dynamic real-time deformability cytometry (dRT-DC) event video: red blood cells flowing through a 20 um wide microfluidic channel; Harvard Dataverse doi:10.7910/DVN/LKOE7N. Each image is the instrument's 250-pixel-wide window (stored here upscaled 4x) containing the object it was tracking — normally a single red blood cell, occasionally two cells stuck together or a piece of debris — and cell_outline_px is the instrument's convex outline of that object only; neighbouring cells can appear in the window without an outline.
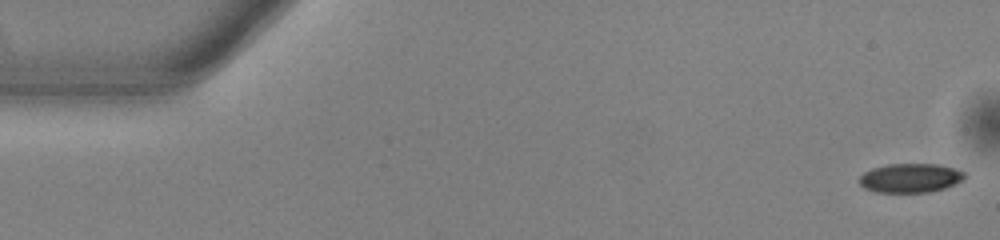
{"species": "common noctule bat (a hibernating species)", "species_latin": "Nyctalus noctula", "temperature_condition": "warm", "stored_images_in_passage": 53, "camera_frame_rate_fps": 3000, "um_per_image_px": 0.085, "animal": {"sex": "male", "body_mass_g": 13.0, "forearm_length_mm": 53.1}, "frame": {"image": 1, "passage_image": 1, "time_ms": 0.0, "image_size_px": [1000, 240], "cell_outline_px": [[968, 176], [964, 180], [956, 184], [944, 188], [928, 192], [876, 192], [864, 188], [860, 184], [860, 176], [864, 172], [872, 168], [888, 164], [940, 164], [956, 168], [964, 172]], "centroid_in_image_um": [77.43, 15.12], "position_along_channel_um": 7.6, "area_um2": 18.03}}
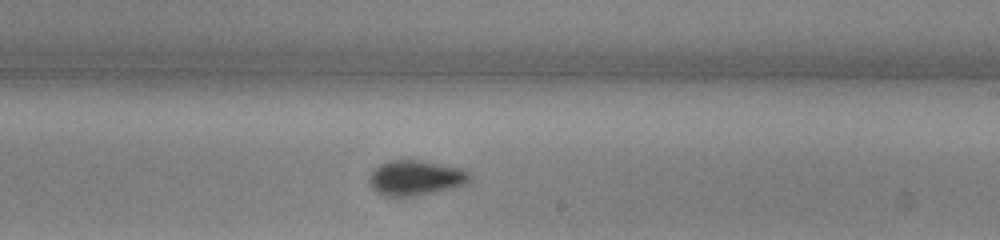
{"frame": {"image": 2, "passage_image": 31, "time_ms": 10.0, "image_size_px": [1000, 240], "cell_outline_px": [[468, 180], [464, 184], [456, 188], [416, 196], [384, 196], [376, 192], [372, 188], [368, 180], [372, 172], [380, 164], [388, 160], [424, 160], [460, 168], [468, 172]], "centroid_in_image_um": [35.3, 15.12], "position_along_channel_um": 253.7, "area_um2": 20.58}}
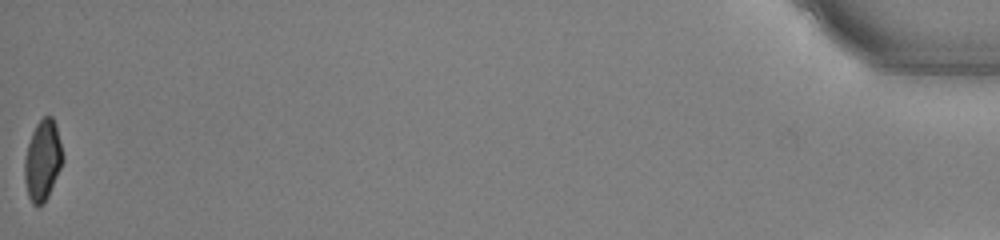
{"frame": {"image": 3, "passage_image": 53, "time_ms": 17.333, "image_size_px": [1000, 240], "cell_outline_px": [[64, 160], [48, 196], [44, 204], [36, 208], [32, 204], [28, 196], [24, 180], [24, 160], [28, 144], [32, 132], [36, 124], [44, 116], [52, 116], [56, 124], [64, 156]], "centroid_in_image_um": [3.62, 13.66], "position_along_channel_um": 431.6, "area_um2": 18.15}, "authors_computed_cell_mechanics": {"area_um2": 19.4208, "velocity_mm_per_s": 3.864, "shape_relaxation_time_tau1_ms": 3.0827, "shape_relaxation_time_tau2_ms": 3.0563, "deformation_change_tau1": 0.1133, "deformation_change_tau2": 0.0685}}